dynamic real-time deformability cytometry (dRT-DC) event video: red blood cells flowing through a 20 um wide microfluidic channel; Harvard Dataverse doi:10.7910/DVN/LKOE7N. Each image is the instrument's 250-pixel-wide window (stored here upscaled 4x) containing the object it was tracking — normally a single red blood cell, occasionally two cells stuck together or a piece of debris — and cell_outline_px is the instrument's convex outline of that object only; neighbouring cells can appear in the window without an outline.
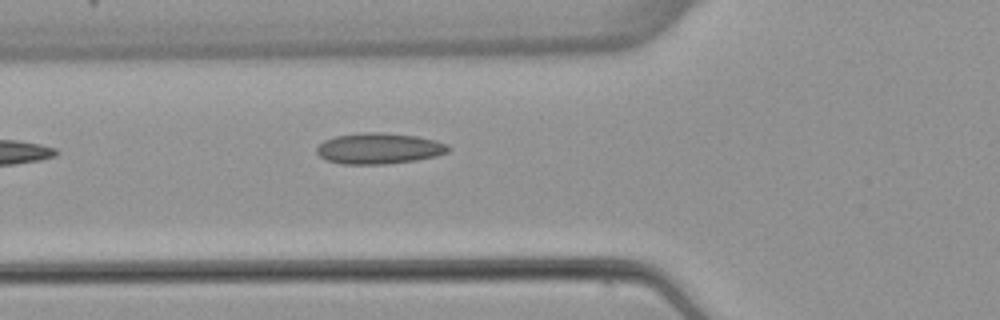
{"species": "common noctule bat (a hibernating species)", "species_latin": "Nyctalus noctula", "temperature_condition": "warm", "stored_images_in_passage": 5, "camera_frame_rate_fps": 3000, "um_per_image_px": 0.085, "animal": {"sex": "female", "body_mass_g": 22.7, "forearm_length_mm": 54.2}, "frame": {"image": 1, "passage_image": 5, "time_ms": 5.667, "image_size_px": [1000, 320], "cell_outline_px": [[452, 148], [448, 152], [436, 156], [416, 160], [388, 164], [340, 164], [324, 160], [316, 152], [316, 148], [324, 140], [336, 136], [364, 132], [380, 132], [416, 136], [436, 140], [448, 144]], "centroid_in_image_um": [32.22, 12.62], "position_along_channel_um": 93.6, "area_um2": 23.93}}